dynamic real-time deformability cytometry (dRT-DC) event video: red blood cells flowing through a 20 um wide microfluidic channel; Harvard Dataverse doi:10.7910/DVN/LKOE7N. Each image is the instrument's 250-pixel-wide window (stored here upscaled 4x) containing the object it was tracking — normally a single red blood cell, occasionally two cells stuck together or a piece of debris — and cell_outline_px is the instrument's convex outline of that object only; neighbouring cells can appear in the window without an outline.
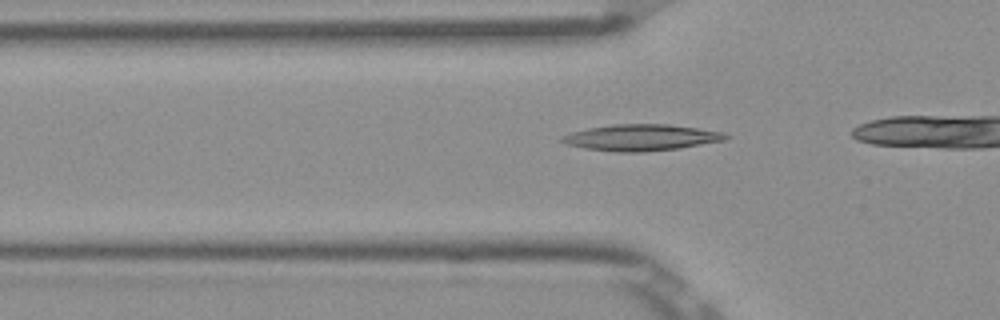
{"species": "Egyptian fruit bat (a non-hibernating species)", "species_latin": "Rousettus aegyptiacus", "temperature_condition": "room temperature", "stored_images_in_passage": 9, "camera_frame_rate_fps": 3000, "um_per_image_px": 0.085, "frame": {"image": 1, "passage_image": 3, "time_ms": 0.667, "image_size_px": [1000, 320], "cell_outline_px": [[732, 136], [724, 140], [680, 148], [644, 152], [616, 152], [584, 148], [564, 144], [560, 140], [560, 136], [572, 132], [588, 128], [612, 124], [668, 124], [724, 132]], "centroid_in_image_um": [54.48, 11.69], "position_along_channel_um": 71.3, "area_um2": 25.2}}
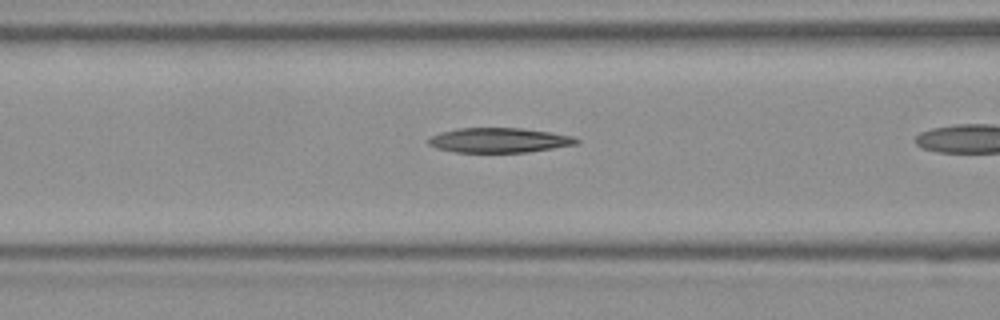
{"frame": {"image": 2, "passage_image": 7, "time_ms": 2.0, "image_size_px": [1000, 320], "cell_outline_px": [[580, 144], [528, 152], [456, 152], [436, 148], [428, 144], [428, 140], [432, 136], [440, 132], [460, 128], [520, 128], [548, 132], [572, 136], [580, 140]], "centroid_in_image_um": [42.44, 11.92], "position_along_channel_um": 124.2, "area_um2": 21.27}}